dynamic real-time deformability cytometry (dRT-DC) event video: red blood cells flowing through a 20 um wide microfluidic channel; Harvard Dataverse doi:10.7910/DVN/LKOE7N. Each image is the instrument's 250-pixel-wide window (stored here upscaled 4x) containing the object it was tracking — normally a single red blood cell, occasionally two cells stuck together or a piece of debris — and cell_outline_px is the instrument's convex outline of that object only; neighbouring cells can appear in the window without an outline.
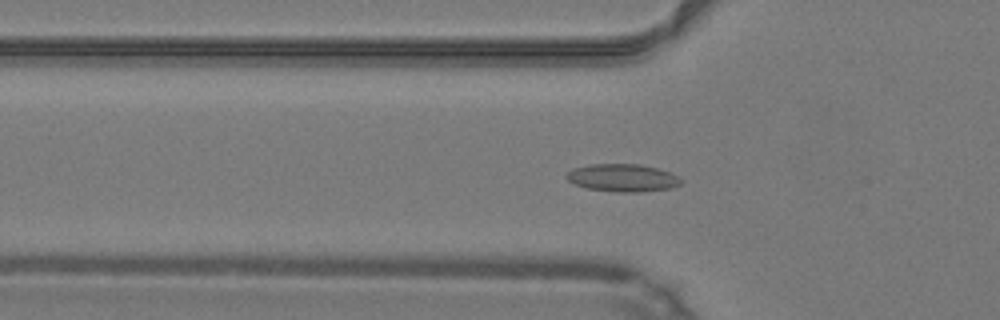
{"species": "common noctule bat (a hibernating species)", "species_latin": "Nyctalus noctula", "temperature_condition": "warm", "stored_images_in_passage": 49, "camera_frame_rate_fps": 3000, "um_per_image_px": 0.085, "animal": {"sex": "male", "body_mass_g": 19.2, "forearm_length_mm": 51.8}, "frame": {"image": 1, "passage_image": 17, "time_ms": 5.333, "image_size_px": [1000, 320], "cell_outline_px": [[680, 184], [672, 188], [640, 192], [616, 192], [588, 188], [572, 184], [564, 176], [572, 168], [588, 164], [640, 164], [656, 168], [668, 172], [676, 176], [680, 180]], "centroid_in_image_um": [52.85, 15.11], "position_along_channel_um": 72.9, "area_um2": 18.44}}
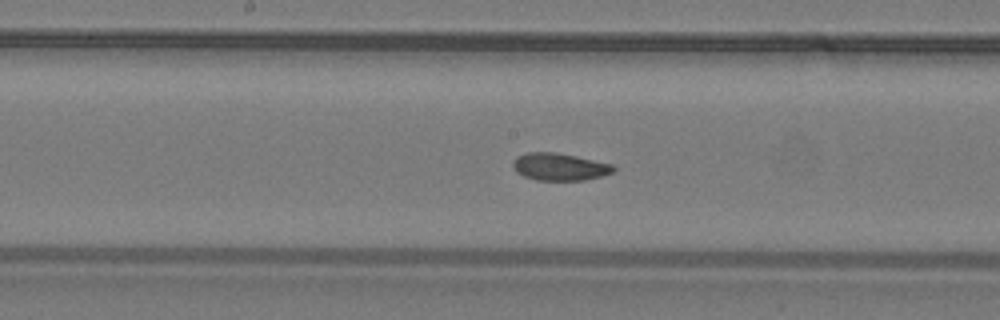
{"frame": {"image": 2, "passage_image": 26, "time_ms": 8.333, "image_size_px": [1000, 320], "cell_outline_px": [[616, 168], [612, 172], [600, 176], [584, 180], [536, 180], [524, 176], [516, 172], [512, 164], [516, 156], [528, 152], [552, 152], [576, 156], [612, 164]], "centroid_in_image_um": [47.53, 14.17], "position_along_channel_um": 200.7, "area_um2": 15.9}}
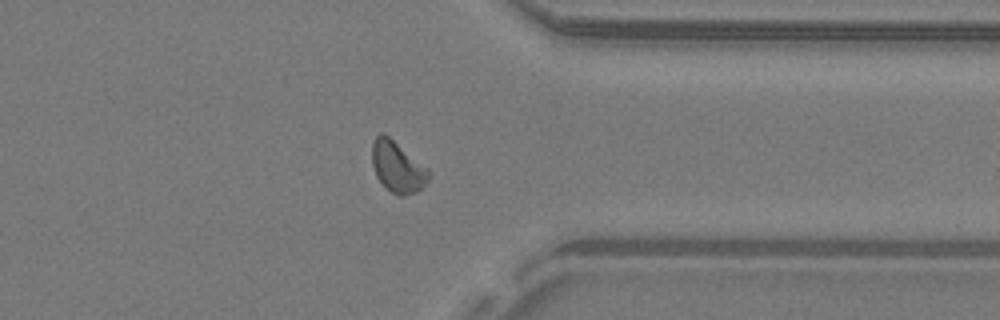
{"frame": {"image": 3, "passage_image": 39, "time_ms": 12.667, "image_size_px": [1000, 320], "cell_outline_px": [[432, 176], [416, 192], [404, 196], [400, 196], [392, 192], [376, 176], [372, 164], [372, 140], [380, 132], [384, 132], [428, 168], [432, 172]], "centroid_in_image_um": [33.79, 14.16], "position_along_channel_um": 377.6, "area_um2": 16.88}, "authors_computed_cell_mechanics": {"area_um2": 16.4152, "velocity_mm_per_s": 4.2238, "shape_relaxation_time_tau1_ms": null, "shape_relaxation_time_tau2_ms": 2.4936, "deformation_change_tau1": null, "deformation_change_tau2": 0.0779}}